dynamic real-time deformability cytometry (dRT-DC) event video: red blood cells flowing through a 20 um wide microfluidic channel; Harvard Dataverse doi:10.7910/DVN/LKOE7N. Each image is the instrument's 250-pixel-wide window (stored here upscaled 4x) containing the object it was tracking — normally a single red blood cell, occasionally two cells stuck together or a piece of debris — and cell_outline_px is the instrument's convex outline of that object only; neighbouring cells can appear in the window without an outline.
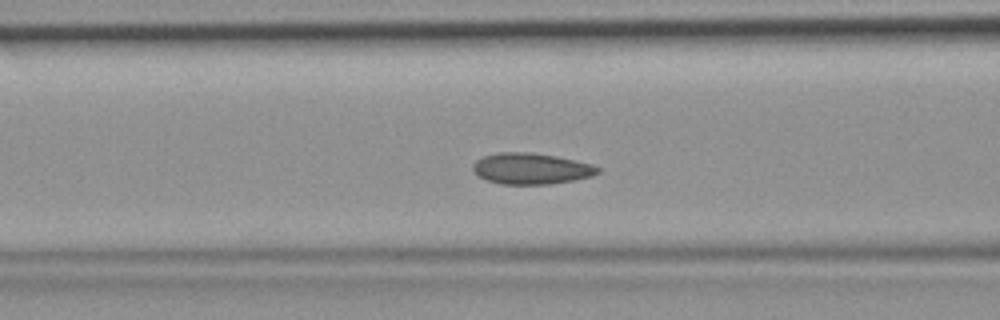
{"species": "common noctule bat (a hibernating species)", "species_latin": "Nyctalus noctula", "temperature_condition": "room temperature", "stored_images_in_passage": 45, "segment_of_instrument_passage": [1, 2], "camera_frame_rate_fps": 3000, "um_per_image_px": 0.085, "animal": {"sex": "female", "body_mass_g": 19.9}, "frame": {"image": 1, "passage_image": 17, "time_ms": 5.333, "image_size_px": [1000, 320], "cell_outline_px": [[600, 172], [592, 176], [576, 180], [552, 184], [500, 184], [488, 180], [480, 176], [472, 168], [472, 164], [476, 160], [484, 156], [496, 152], [528, 152], [556, 156], [592, 164], [600, 168]], "centroid_in_image_um": [45.17, 14.33], "position_along_channel_um": 121.4, "area_um2": 22.66}}
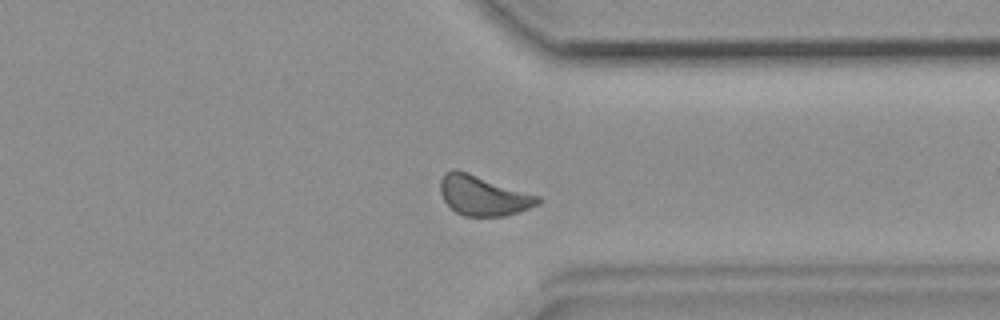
{"frame": {"image": 2, "passage_image": 34, "time_ms": 11.0, "image_size_px": [1000, 320], "cell_outline_px": [[544, 200], [540, 204], [504, 216], [464, 216], [456, 212], [444, 200], [440, 192], [440, 180], [444, 172], [468, 172], [540, 196]], "centroid_in_image_um": [41.11, 16.64], "position_along_channel_um": 370.3, "area_um2": 22.43}}
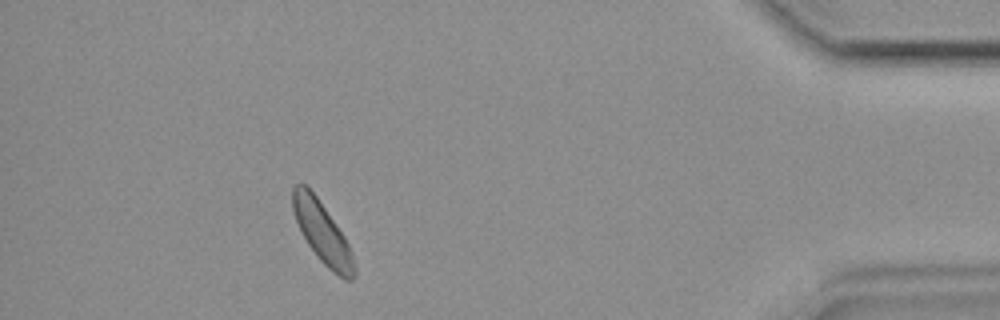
{"frame": {"image": 3, "passage_image": 40, "time_ms": 13.0, "image_size_px": [1000, 320], "cell_outline_px": [[356, 276], [352, 280], [344, 280], [332, 272], [316, 256], [308, 244], [296, 220], [292, 208], [292, 188], [296, 184], [304, 184], [316, 196], [344, 236], [348, 244], [356, 268]], "centroid_in_image_um": [27.41, 19.82], "position_along_channel_um": 407.8, "area_um2": 21.5}}